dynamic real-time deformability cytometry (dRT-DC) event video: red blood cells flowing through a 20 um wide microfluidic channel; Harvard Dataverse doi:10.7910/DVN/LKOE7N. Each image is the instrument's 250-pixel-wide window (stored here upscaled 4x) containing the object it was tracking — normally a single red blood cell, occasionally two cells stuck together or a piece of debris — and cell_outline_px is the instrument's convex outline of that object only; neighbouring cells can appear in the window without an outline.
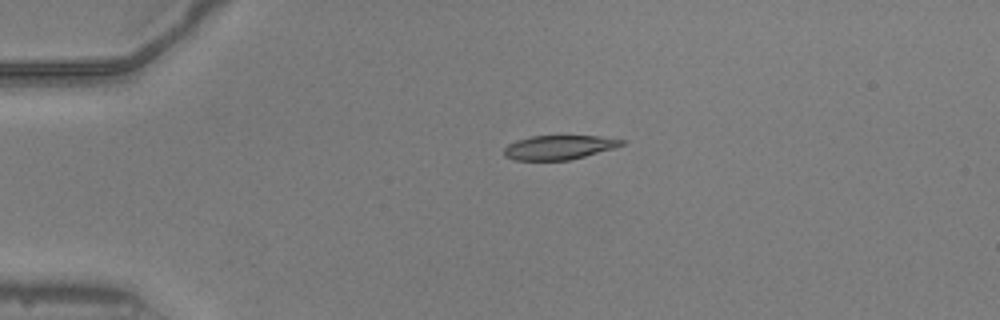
{"species": "common noctule bat (a hibernating species)", "species_latin": "Nyctalus noctula", "temperature_condition": "warm", "stored_images_in_passage": 41, "camera_frame_rate_fps": 3000, "um_per_image_px": 0.085, "animal": {"sex": "male", "body_mass_g": 20.5, "forearm_length_mm": 52.5}, "frame": {"image": 1, "passage_image": 1, "time_ms": 0.0, "image_size_px": [1000, 320], "cell_outline_px": [[628, 140], [624, 144], [616, 148], [568, 160], [516, 160], [504, 156], [504, 148], [508, 144], [516, 140], [532, 136], [600, 136]], "centroid_in_image_um": [47.55, 12.52], "position_along_channel_um": 37.5, "area_um2": 16.65}}
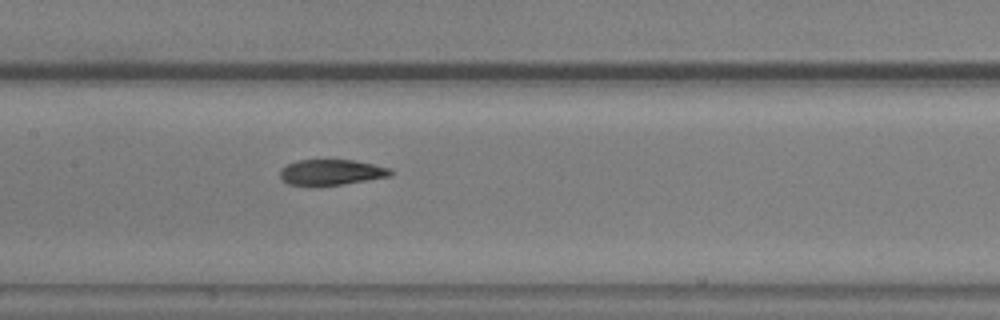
{"frame": {"image": 2, "passage_image": 15, "time_ms": 4.667, "image_size_px": [1000, 320], "cell_outline_px": [[396, 172], [392, 176], [344, 184], [316, 188], [288, 184], [280, 180], [280, 168], [296, 160], [352, 160], [392, 168]], "centroid_in_image_um": [28.14, 14.68], "position_along_channel_um": 179.3, "area_um2": 17.22}}
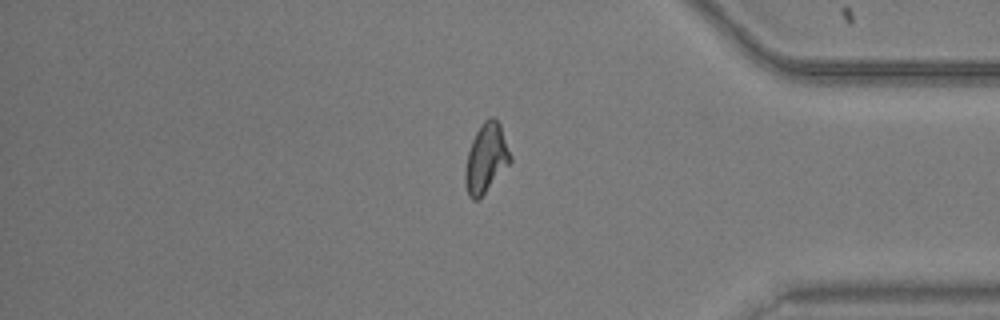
{"frame": {"image": 3, "passage_image": 33, "time_ms": 10.667, "image_size_px": [1000, 320], "cell_outline_px": [[512, 160], [484, 192], [476, 200], [472, 200], [468, 196], [464, 184], [464, 172], [468, 152], [472, 140], [480, 124], [488, 116], [492, 116], [500, 124], [512, 156]], "centroid_in_image_um": [41.3, 13.41], "position_along_channel_um": 393.9, "area_um2": 18.03}, "authors_computed_cell_mechanics": {"area_um2": 17.8024, "velocity_mm_per_s": 3.9237, "shape_relaxation_time_tau1_ms": 5.2032, "shape_relaxation_time_tau2_ms": 1.639, "deformation_change_tau1": 0.1959, "deformation_change_tau2": 0.0732}}